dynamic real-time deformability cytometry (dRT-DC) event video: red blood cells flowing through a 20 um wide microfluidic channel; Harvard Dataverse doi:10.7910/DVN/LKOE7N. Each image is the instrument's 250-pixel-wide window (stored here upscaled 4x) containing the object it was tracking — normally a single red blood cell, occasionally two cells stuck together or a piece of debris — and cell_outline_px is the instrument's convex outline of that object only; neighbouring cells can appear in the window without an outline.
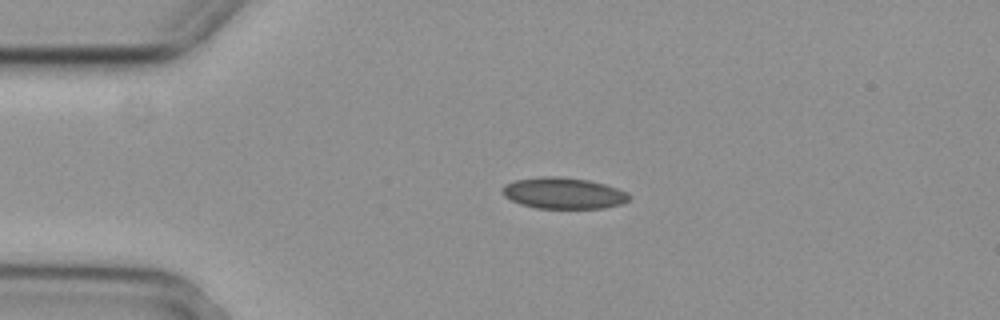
{"species": "common noctule bat (a hibernating species)", "species_latin": "Nyctalus noctula", "temperature_condition": "cold", "stored_images_in_passage": 4, "camera_frame_rate_fps": 3000, "um_per_image_px": 0.085, "animal": {"sex": "female", "body_mass_g": 29.2, "forearm_length_mm": 56.3}, "frame": {"image": 1, "passage_image": 3, "time_ms": 0.667, "image_size_px": [1000, 320], "cell_outline_px": [[628, 200], [620, 204], [604, 208], [536, 208], [520, 204], [504, 196], [500, 192], [500, 188], [504, 184], [512, 180], [540, 176], [556, 176], [588, 180], [604, 184], [628, 192]], "centroid_in_image_um": [47.81, 16.41], "position_along_channel_um": 37.2, "area_um2": 23.18}}